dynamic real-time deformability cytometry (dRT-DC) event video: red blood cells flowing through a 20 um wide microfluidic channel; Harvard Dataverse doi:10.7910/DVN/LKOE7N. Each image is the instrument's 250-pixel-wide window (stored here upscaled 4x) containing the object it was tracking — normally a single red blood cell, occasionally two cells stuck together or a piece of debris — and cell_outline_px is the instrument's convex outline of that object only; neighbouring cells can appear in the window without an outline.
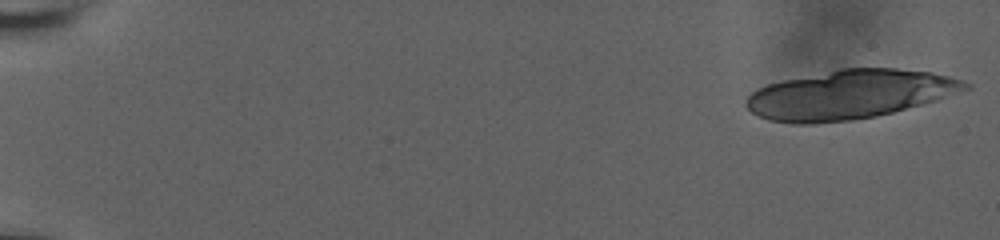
{"species": "human", "species_latin": "Homo sapiens", "temperature_condition": "room temperature", "stored_images_in_passage": 28, "camera_frame_rate_fps": 3000, "um_per_image_px": 0.085, "donor": {"sex": "male"}, "frame": {"image": 1, "passage_image": 1, "time_ms": 0.0, "image_size_px": [1000, 240], "cell_outline_px": [[972, 88], [936, 100], [892, 112], [876, 116], [852, 120], [812, 124], [796, 124], [768, 120], [752, 112], [744, 104], [744, 100], [756, 88], [768, 84], [784, 80], [840, 68], [896, 68], [932, 72], [948, 76], [972, 84]], "centroid_in_image_um": [72.2, 8.03], "position_along_channel_um": 12.8, "area_um2": 62.54}}
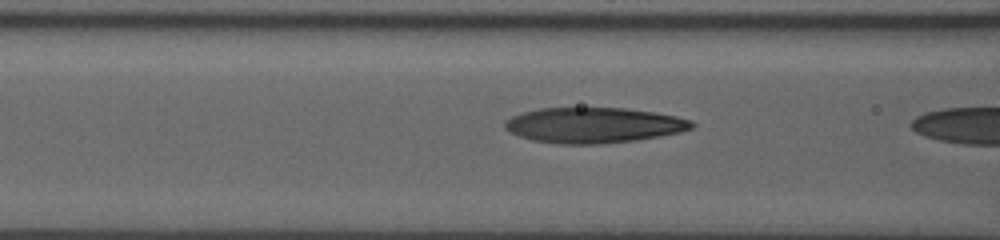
{"frame": {"image": 2, "passage_image": 26, "time_ms": 7.333, "image_size_px": [1000, 240], "cell_outline_px": [[696, 124], [692, 128], [680, 132], [660, 136], [636, 140], [600, 144], [560, 144], [532, 140], [520, 136], [504, 128], [504, 120], [512, 116], [524, 112], [540, 108], [624, 108], [656, 112], [676, 116], [692, 120]], "centroid_in_image_um": [50.48, 10.64], "position_along_channel_um": 116.1, "area_um2": 38.67}}